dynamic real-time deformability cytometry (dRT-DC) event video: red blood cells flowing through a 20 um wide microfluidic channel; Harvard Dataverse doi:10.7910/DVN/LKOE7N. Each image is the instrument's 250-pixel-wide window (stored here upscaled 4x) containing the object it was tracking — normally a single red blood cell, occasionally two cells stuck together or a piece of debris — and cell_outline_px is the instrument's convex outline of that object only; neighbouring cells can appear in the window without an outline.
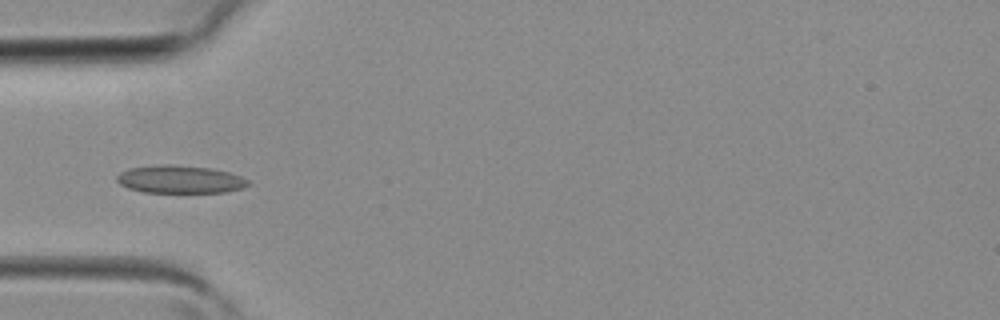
{"species": "common noctule bat (a hibernating species)", "species_latin": "Nyctalus noctula", "temperature_condition": "room temperature", "stored_images_in_passage": 3, "camera_frame_rate_fps": 3000, "um_per_image_px": 0.085, "animal": {"sex": "female", "body_mass_g": 19.3, "forearm_length_mm": 54.1}, "frame": {"image": 1, "passage_image": 3, "time_ms": 0.667, "image_size_px": [1000, 320], "cell_outline_px": [[252, 184], [240, 188], [224, 192], [140, 192], [128, 188], [120, 184], [116, 180], [116, 176], [120, 172], [128, 168], [160, 164], [168, 164], [212, 168], [228, 172], [240, 176], [248, 180]], "centroid_in_image_um": [15.26, 15.24], "position_along_channel_um": 69.7, "area_um2": 21.33}}